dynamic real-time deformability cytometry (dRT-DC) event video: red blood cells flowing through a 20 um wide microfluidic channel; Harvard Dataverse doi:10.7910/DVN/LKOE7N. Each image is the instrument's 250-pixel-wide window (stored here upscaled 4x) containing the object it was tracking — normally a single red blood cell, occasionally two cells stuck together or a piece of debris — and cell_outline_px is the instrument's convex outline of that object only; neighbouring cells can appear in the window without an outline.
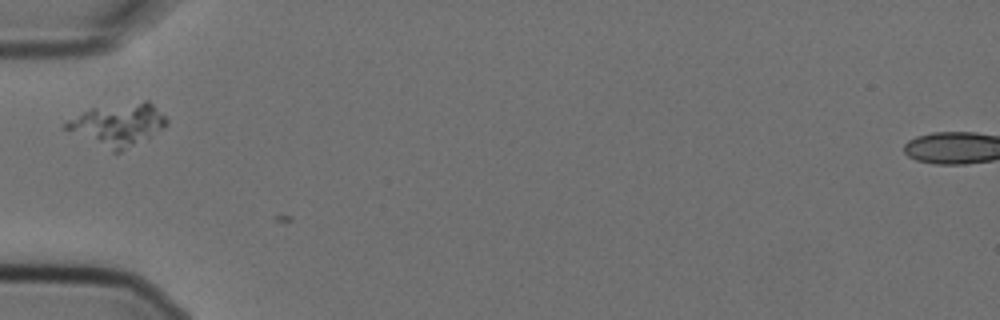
{"species": "Egyptian fruit bat (a non-hibernating species)", "species_latin": "Rousettus aegyptiacus", "temperature_condition": "cold", "stored_images_in_passage": 3, "camera_frame_rate_fps": 3000, "um_per_image_px": 0.085, "animal": {"sex": "female"}, "frame": {"image": 1, "passage_image": 2, "time_ms": 0.333, "image_size_px": [1000, 320], "cell_outline_px": [[168, 124], [164, 128], [120, 152], [112, 152], [64, 128], [64, 124], [68, 120], [92, 108], [144, 100], [148, 100], [168, 120]], "centroid_in_image_um": [10.04, 10.59], "position_along_channel_um": 75.0, "area_um2": 24.33}}